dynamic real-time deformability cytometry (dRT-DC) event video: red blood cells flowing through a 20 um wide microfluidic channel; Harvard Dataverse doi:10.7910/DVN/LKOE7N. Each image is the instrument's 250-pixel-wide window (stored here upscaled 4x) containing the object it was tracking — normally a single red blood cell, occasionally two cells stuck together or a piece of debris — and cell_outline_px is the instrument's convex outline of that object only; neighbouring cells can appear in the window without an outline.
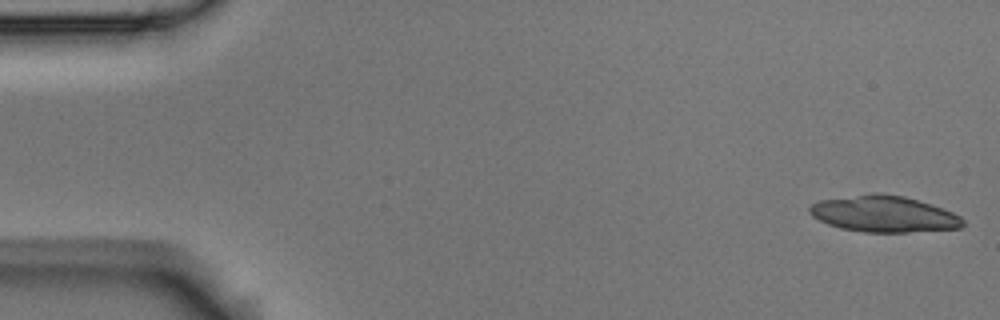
{"species": "Egyptian fruit bat (a non-hibernating species)", "species_latin": "Rousettus aegyptiacus", "temperature_condition": "room temperature", "stored_images_in_passage": 26, "camera_frame_rate_fps": 3000, "um_per_image_px": 0.085, "animal": {"sex": "male"}, "frame": {"image": 1, "passage_image": 1, "time_ms": 0.0, "image_size_px": [1000, 320], "cell_outline_px": [[964, 224], [960, 228], [904, 232], [864, 232], [840, 228], [828, 224], [812, 216], [808, 212], [808, 208], [812, 204], [820, 200], [872, 192], [880, 192], [904, 196], [932, 204], [952, 212], [960, 216], [964, 220]], "centroid_in_image_um": [75.11, 18.17], "position_along_channel_um": 9.9, "area_um2": 32.54}}
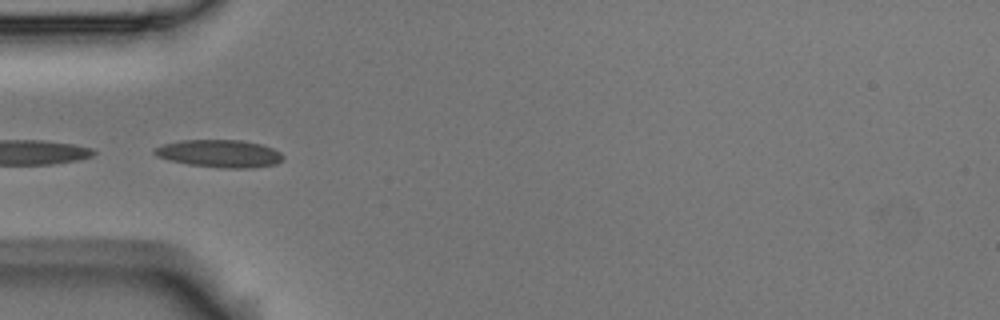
{"frame": {"image": 2, "passage_image": 17, "time_ms": 5.333, "image_size_px": [1000, 320], "cell_outline_px": [[284, 160], [276, 164], [252, 168], [220, 168], [188, 164], [168, 160], [156, 156], [152, 152], [152, 148], [164, 144], [180, 140], [240, 140], [260, 144], [272, 148], [280, 152], [284, 156]], "centroid_in_image_um": [18.64, 13.06], "position_along_channel_um": 66.4, "area_um2": 20.87}}